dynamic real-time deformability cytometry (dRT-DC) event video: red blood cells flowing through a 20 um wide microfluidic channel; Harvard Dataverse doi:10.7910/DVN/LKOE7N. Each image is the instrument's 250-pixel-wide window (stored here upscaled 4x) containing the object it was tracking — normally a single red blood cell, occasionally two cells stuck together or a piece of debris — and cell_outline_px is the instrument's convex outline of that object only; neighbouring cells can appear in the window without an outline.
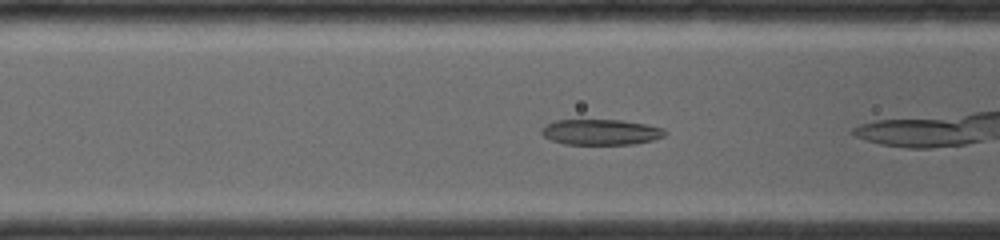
{"species": "common noctule bat (a hibernating species)", "species_latin": "Nyctalus noctula", "temperature_condition": "room temperature", "stored_images_in_passage": 42, "camera_frame_rate_fps": 4000, "um_per_image_px": 0.085, "animal": {"sex": "female", "body_mass_g": 19.0, "forearm_length_mm": 56.7}, "frame": {"image": 1, "passage_image": 6, "time_ms": 1.25, "image_size_px": [1000, 240], "cell_outline_px": [[668, 132], [664, 136], [652, 140], [632, 144], [564, 144], [552, 140], [544, 136], [540, 132], [540, 128], [544, 124], [556, 120], [620, 120], [644, 124], [664, 128]], "centroid_in_image_um": [51.04, 11.22], "position_along_channel_um": 115.6, "area_um2": 18.44}}
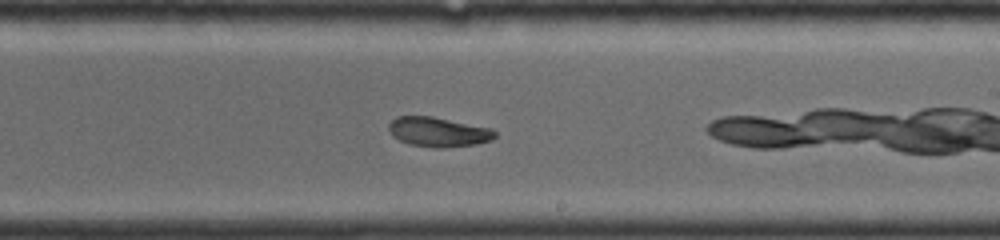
{"frame": {"image": 2, "passage_image": 19, "time_ms": 4.5, "image_size_px": [1000, 240], "cell_outline_px": [[496, 136], [492, 140], [476, 144], [440, 148], [436, 148], [408, 144], [392, 136], [388, 128], [388, 124], [396, 116], [432, 116], [492, 128], [496, 132]], "centroid_in_image_um": [37.25, 11.21], "position_along_channel_um": 251.7, "area_um2": 18.44}}
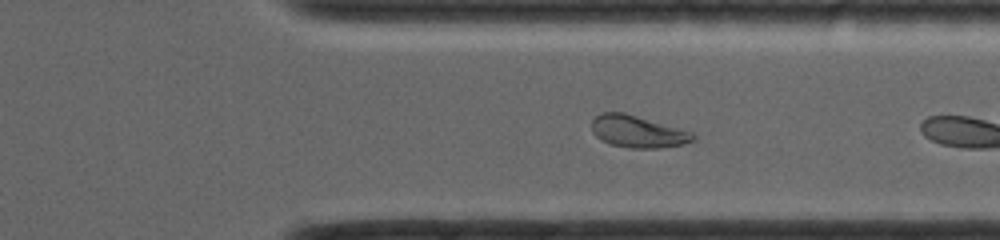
{"frame": {"image": 3, "passage_image": 29, "time_ms": 7.0, "image_size_px": [1000, 240], "cell_outline_px": [[696, 140], [680, 144], [660, 148], [628, 148], [608, 144], [600, 140], [592, 132], [592, 120], [600, 112], [624, 112], [692, 132], [696, 136]], "centroid_in_image_um": [54.16, 11.19], "position_along_channel_um": 357.2, "area_um2": 18.96}, "authors_computed_cell_mechanics": {"area_um2": 18.9873, "velocity_mm_per_s": 4.2004, "shape_relaxation_time_tau1_ms": 5.8787, "shape_relaxation_time_tau2_ms": 2.3447, "deformation_change_tau1": 0.1932, "deformation_change_tau2": 0.084}}